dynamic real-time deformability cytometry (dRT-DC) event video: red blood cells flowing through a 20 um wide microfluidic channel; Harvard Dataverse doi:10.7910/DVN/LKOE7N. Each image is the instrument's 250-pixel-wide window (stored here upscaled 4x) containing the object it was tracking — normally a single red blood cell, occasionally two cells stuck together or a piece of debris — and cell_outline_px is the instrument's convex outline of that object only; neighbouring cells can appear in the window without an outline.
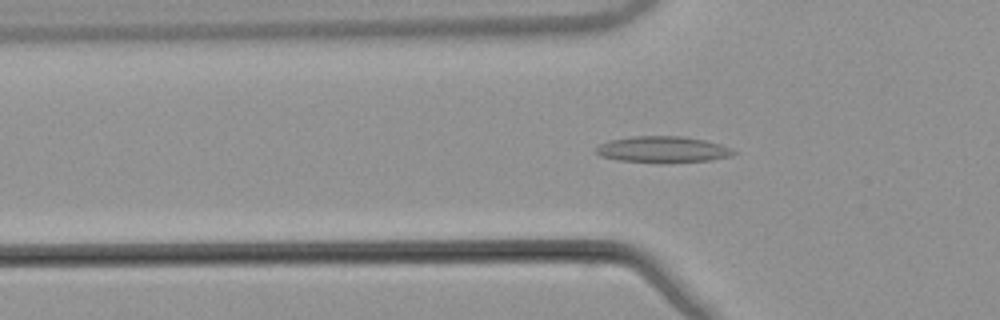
{"species": "common noctule bat (a hibernating species)", "species_latin": "Nyctalus noctula", "temperature_condition": "warm", "stored_images_in_passage": 54, "camera_frame_rate_fps": 3000, "um_per_image_px": 0.085, "animal": {"sex": "male", "body_mass_g": 21.5, "forearm_length_mm": 52.0}, "frame": {"image": 1, "passage_image": 18, "time_ms": 5.667, "image_size_px": [1000, 320], "cell_outline_px": [[736, 152], [732, 156], [712, 160], [664, 164], [620, 160], [600, 156], [596, 152], [596, 148], [600, 144], [608, 140], [632, 136], [680, 136], [704, 140], [720, 144]], "centroid_in_image_um": [56.32, 12.72], "position_along_channel_um": 69.5, "area_um2": 21.27}}
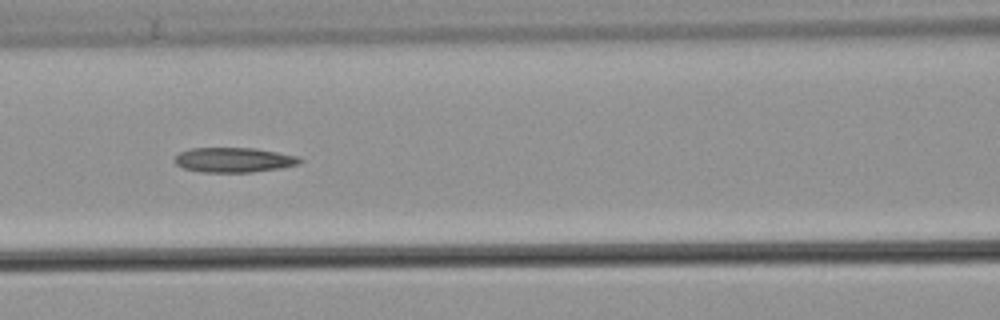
{"frame": {"image": 2, "passage_image": 24, "time_ms": 7.667, "image_size_px": [1000, 320], "cell_outline_px": [[304, 160], [300, 164], [280, 168], [252, 172], [204, 172], [184, 168], [176, 164], [172, 160], [180, 152], [192, 148], [256, 148], [300, 156]], "centroid_in_image_um": [19.92, 13.59], "position_along_channel_um": 146.7, "area_um2": 18.21}}
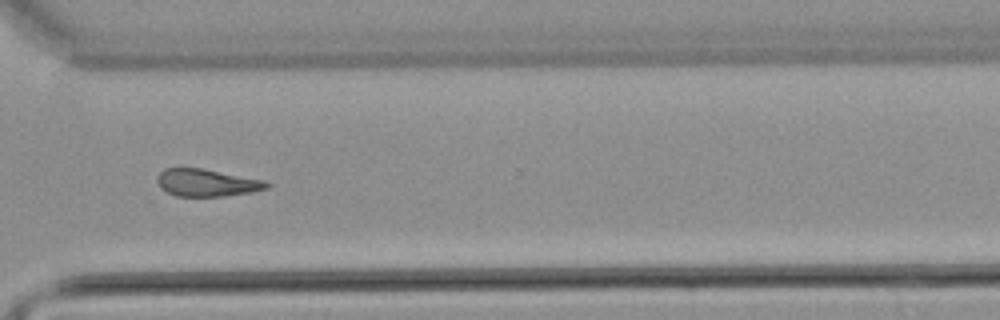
{"frame": {"image": 3, "passage_image": 40, "time_ms": 13.0, "image_size_px": [1000, 320], "cell_outline_px": [[272, 184], [268, 188], [252, 192], [224, 196], [176, 196], [160, 188], [156, 180], [156, 176], [164, 168], [200, 168], [264, 180]], "centroid_in_image_um": [17.56, 15.53], "position_along_channel_um": 353.0, "area_um2": 17.46}}